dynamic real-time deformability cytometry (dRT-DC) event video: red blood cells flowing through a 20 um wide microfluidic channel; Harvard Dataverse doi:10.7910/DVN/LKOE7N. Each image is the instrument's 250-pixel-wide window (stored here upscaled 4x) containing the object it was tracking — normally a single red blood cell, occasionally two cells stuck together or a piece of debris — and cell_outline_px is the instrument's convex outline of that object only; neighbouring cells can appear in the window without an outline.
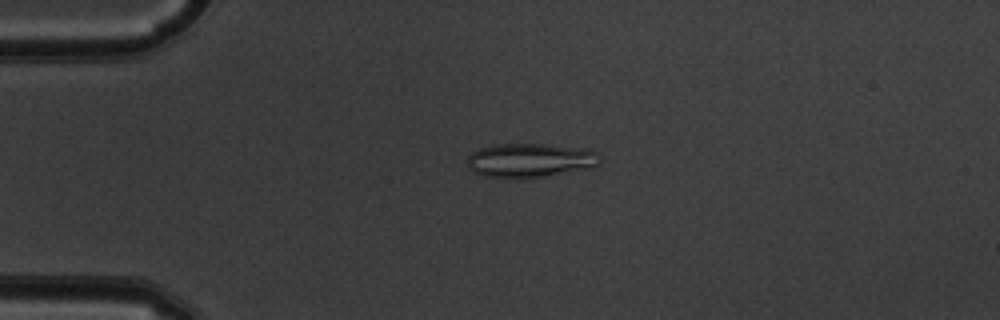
{"species": "common noctule bat (a hibernating species)", "species_latin": "Nyctalus noctula", "temperature_condition": "warm", "stored_images_in_passage": 49, "camera_frame_rate_fps": 3000, "um_per_image_px": 0.085, "animal": {"sex": "male", "body_mass_g": 19.5, "forearm_length_mm": 54.6}, "frame": {"image": 1, "passage_image": 11, "time_ms": 3.333, "image_size_px": [1000, 320], "cell_outline_px": [[600, 160], [592, 168], [548, 176], [520, 180], [484, 176], [472, 172], [468, 168], [468, 156], [472, 152], [480, 148], [500, 144], [548, 144], [580, 148], [596, 152], [600, 156]], "centroid_in_image_um": [45.03, 13.66], "position_along_channel_um": 40.0, "area_um2": 26.76}}
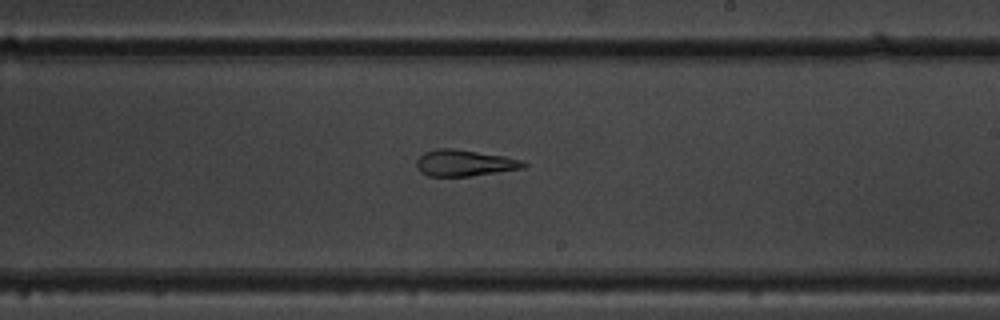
{"frame": {"image": 2, "passage_image": 29, "time_ms": 9.333, "image_size_px": [1000, 320], "cell_outline_px": [[528, 164], [524, 168], [468, 176], [428, 176], [420, 172], [416, 168], [416, 160], [424, 152], [436, 148], [452, 148], [504, 156], [520, 160]], "centroid_in_image_um": [39.43, 13.85], "position_along_channel_um": 249.6, "area_um2": 16.36}}
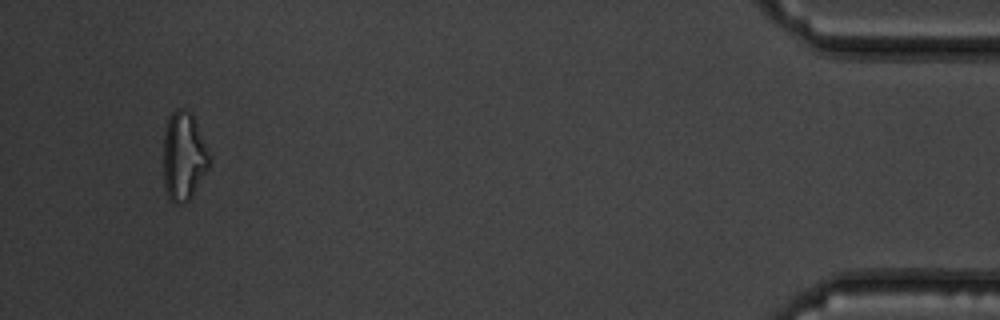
{"frame": {"image": 3, "passage_image": 47, "time_ms": 15.333, "image_size_px": [1000, 320], "cell_outline_px": [[208, 168], [192, 196], [184, 204], [176, 204], [168, 196], [164, 188], [164, 132], [168, 116], [176, 108], [188, 108], [192, 112], [196, 120], [208, 152]], "centroid_in_image_um": [15.59, 13.24], "position_along_channel_um": 419.6, "area_um2": 23.76}, "authors_computed_cell_mechanics": {"area_um2": 20.8658, "velocity_mm_per_s": 4.0212, "shape_relaxation_time_tau1_ms": null, "shape_relaxation_time_tau2_ms": 2.5537, "deformation_change_tau1": null, "deformation_change_tau2": 0.1151}}